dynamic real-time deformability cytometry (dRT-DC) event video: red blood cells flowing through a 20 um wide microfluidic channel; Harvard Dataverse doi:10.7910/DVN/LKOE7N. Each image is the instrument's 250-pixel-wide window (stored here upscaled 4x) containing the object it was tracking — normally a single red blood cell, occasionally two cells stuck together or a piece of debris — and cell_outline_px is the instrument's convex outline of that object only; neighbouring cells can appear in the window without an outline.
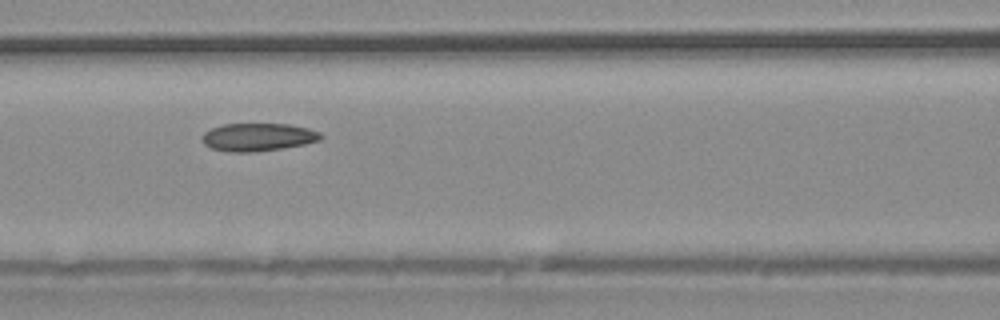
{"species": "common noctule bat (a hibernating species)", "species_latin": "Nyctalus noctula", "temperature_condition": "warm", "stored_images_in_passage": 32, "camera_frame_rate_fps": 3000, "um_per_image_px": 0.085, "animal": {"sex": "male", "body_mass_g": 20.4}, "frame": {"image": 1, "passage_image": 10, "time_ms": 3.0, "image_size_px": [1000, 320], "cell_outline_px": [[324, 136], [320, 140], [304, 144], [284, 148], [252, 152], [228, 152], [212, 148], [204, 144], [200, 136], [204, 132], [212, 128], [224, 124], [288, 124], [308, 128], [320, 132]], "centroid_in_image_um": [21.93, 11.65], "position_along_channel_um": 144.7, "area_um2": 19.36}}